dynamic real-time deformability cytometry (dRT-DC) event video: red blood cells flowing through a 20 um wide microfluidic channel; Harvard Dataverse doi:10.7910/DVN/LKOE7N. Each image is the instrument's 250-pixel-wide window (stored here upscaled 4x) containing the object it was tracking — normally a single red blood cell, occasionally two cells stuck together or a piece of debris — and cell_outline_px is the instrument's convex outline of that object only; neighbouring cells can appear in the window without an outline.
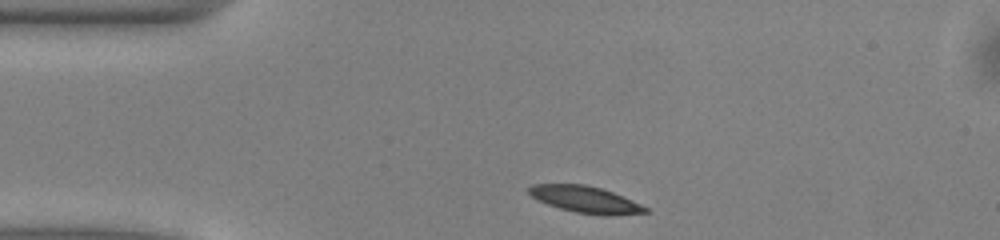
{"species": "common noctule bat (a hibernating species)", "species_latin": "Nyctalus noctula", "temperature_condition": "warm", "stored_images_in_passage": 41, "camera_frame_rate_fps": 3000, "um_per_image_px": 0.085, "animal": {"sex": "male", "body_mass_g": 13.0, "forearm_length_mm": 53.1}, "frame": {"image": 1, "passage_image": 1, "time_ms": 0.0, "image_size_px": [1000, 240], "cell_outline_px": [[648, 212], [612, 216], [604, 216], [576, 212], [560, 208], [548, 204], [532, 196], [528, 192], [528, 188], [532, 184], [584, 184], [600, 188], [612, 192], [632, 200], [648, 208]], "centroid_in_image_um": [49.78, 16.96], "position_along_channel_um": 35.2, "area_um2": 17.92}}
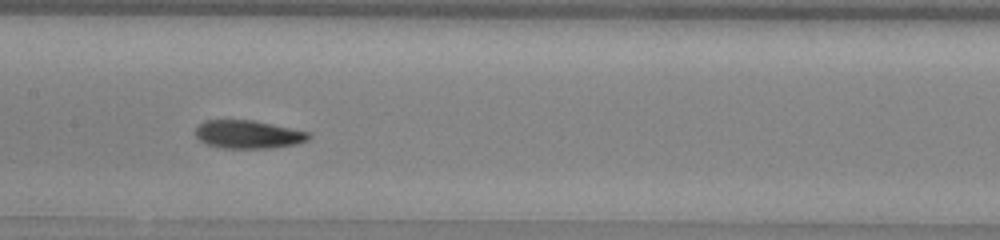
{"frame": {"image": 2, "passage_image": 15, "time_ms": 4.667, "image_size_px": [1000, 240], "cell_outline_px": [[312, 136], [308, 140], [296, 144], [272, 148], [220, 148], [204, 144], [196, 136], [196, 128], [204, 120], [252, 120], [308, 132]], "centroid_in_image_um": [21.07, 11.43], "position_along_channel_um": 186.3, "area_um2": 18.55}}
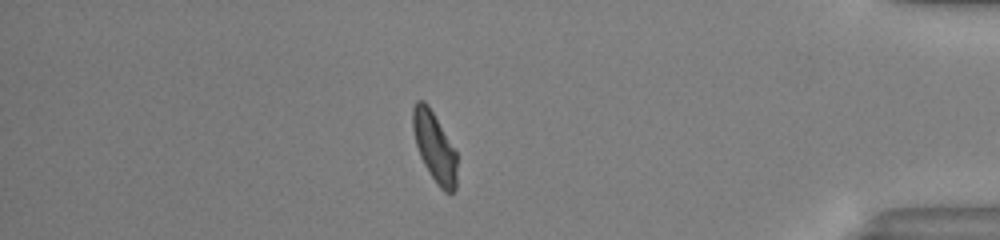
{"frame": {"image": 3, "passage_image": 34, "time_ms": 11.0, "image_size_px": [1000, 240], "cell_outline_px": [[456, 188], [452, 192], [444, 192], [440, 188], [424, 164], [420, 156], [416, 144], [412, 128], [412, 108], [416, 100], [424, 100], [428, 104], [456, 152]], "centroid_in_image_um": [36.91, 12.46], "position_along_channel_um": 398.3, "area_um2": 17.69}, "authors_computed_cell_mechanics": {"area_um2": 18.3226, "velocity_mm_per_s": 4.004, "shape_relaxation_time_tau1_ms": 3.1669, "shape_relaxation_time_tau2_ms": 3.1483, "deformation_change_tau1": 0.1244, "deformation_change_tau2": 0.0934}}